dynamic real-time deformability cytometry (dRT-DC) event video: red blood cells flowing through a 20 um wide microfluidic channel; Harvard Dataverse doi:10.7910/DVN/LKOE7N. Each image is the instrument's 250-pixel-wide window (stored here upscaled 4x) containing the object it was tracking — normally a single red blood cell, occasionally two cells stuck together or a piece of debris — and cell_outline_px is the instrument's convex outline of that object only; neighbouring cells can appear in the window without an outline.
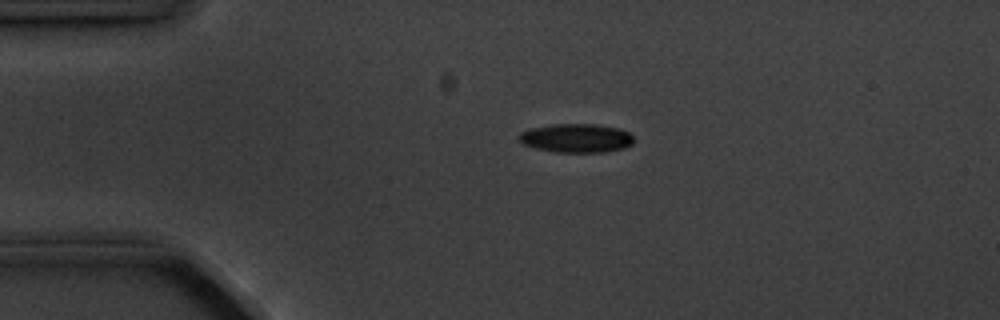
{"species": "common noctule bat (a hibernating species)", "species_latin": "Nyctalus noctula", "temperature_condition": "cold", "stored_images_in_passage": 5, "camera_frame_rate_fps": 3000, "um_per_image_px": 0.085, "animal": {"sex": "male", "body_mass_g": 20.1, "forearm_length_mm": 53.5}, "frame": {"image": 1, "passage_image": 4, "time_ms": 3.333, "image_size_px": [1000, 320], "cell_outline_px": [[632, 144], [624, 148], [604, 152], [556, 152], [536, 148], [524, 144], [516, 136], [520, 132], [532, 128], [552, 124], [596, 124], [620, 128], [628, 132], [632, 136]], "centroid_in_image_um": [48.98, 11.73], "position_along_channel_um": 36.0, "area_um2": 19.25}}